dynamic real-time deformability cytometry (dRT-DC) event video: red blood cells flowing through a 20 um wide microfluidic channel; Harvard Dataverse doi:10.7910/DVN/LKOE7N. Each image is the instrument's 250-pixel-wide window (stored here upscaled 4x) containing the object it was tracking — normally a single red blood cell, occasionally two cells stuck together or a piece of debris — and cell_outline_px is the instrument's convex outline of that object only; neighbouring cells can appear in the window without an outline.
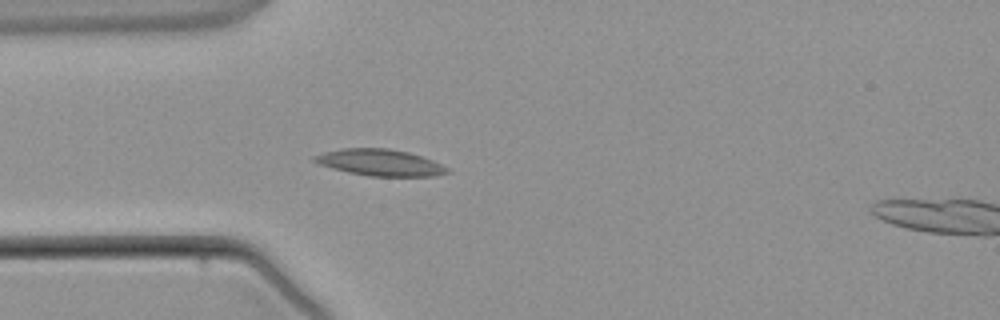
{"species": "common noctule bat (a hibernating species)", "species_latin": "Nyctalus noctula", "temperature_condition": "warm", "stored_images_in_passage": 3, "camera_frame_rate_fps": 3000, "um_per_image_px": 0.085, "animal": {"sex": "male", "body_mass_g": 21.5, "forearm_length_mm": 52.0}, "frame": {"image": 1, "passage_image": 2, "time_ms": 2.0, "image_size_px": [1000, 320], "cell_outline_px": [[452, 172], [436, 176], [368, 176], [348, 172], [332, 168], [320, 164], [312, 160], [312, 156], [324, 152], [344, 148], [388, 148], [408, 152], [432, 160], [448, 168]], "centroid_in_image_um": [32.31, 13.82], "position_along_channel_um": 52.7, "area_um2": 20.46}}